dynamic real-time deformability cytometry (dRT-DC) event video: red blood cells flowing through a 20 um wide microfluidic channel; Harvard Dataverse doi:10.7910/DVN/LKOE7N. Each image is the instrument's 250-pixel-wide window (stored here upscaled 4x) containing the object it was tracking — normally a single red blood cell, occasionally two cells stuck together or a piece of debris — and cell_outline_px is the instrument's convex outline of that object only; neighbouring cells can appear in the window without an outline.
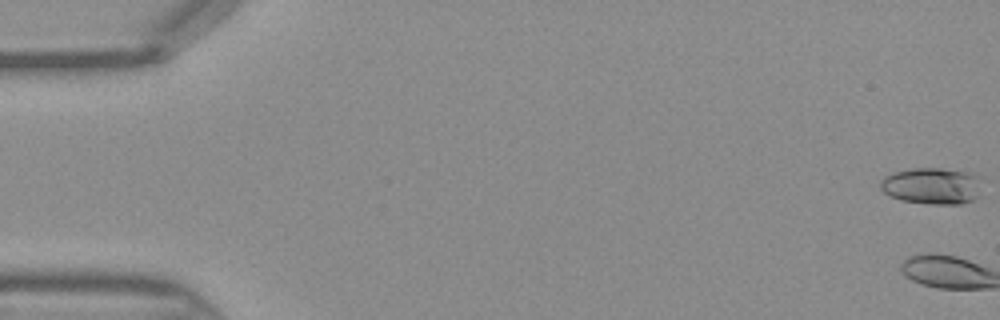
{"species": "Egyptian fruit bat (a non-hibernating species)", "species_latin": "Rousettus aegyptiacus", "temperature_condition": "warm", "stored_images_in_passage": 47, "camera_frame_rate_fps": 3000, "um_per_image_px": 0.085, "frame": {"image": 1, "passage_image": 1, "time_ms": 0.0, "image_size_px": [1000, 320], "cell_outline_px": [[980, 176], [976, 196], [972, 200], [960, 204], [928, 204], [900, 200], [884, 192], [880, 188], [880, 180], [884, 176], [896, 172], [912, 168], [940, 168], [972, 172]], "centroid_in_image_um": [79.19, 15.79], "position_along_channel_um": 5.8, "area_um2": 21.56}}
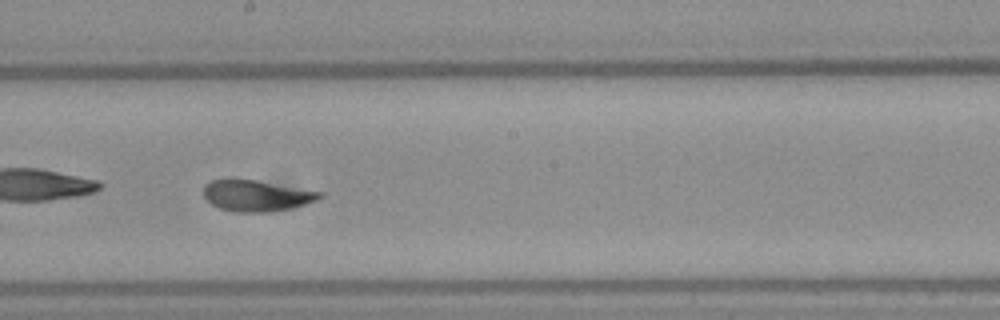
{"frame": {"image": 2, "passage_image": 27, "time_ms": 8.667, "image_size_px": [1000, 320], "cell_outline_px": [[324, 196], [316, 200], [304, 204], [288, 208], [264, 212], [236, 212], [220, 208], [212, 204], [204, 196], [204, 184], [212, 180], [232, 176], [256, 180], [324, 192]], "centroid_in_image_um": [21.75, 16.58], "position_along_channel_um": 226.4, "area_um2": 21.33}}